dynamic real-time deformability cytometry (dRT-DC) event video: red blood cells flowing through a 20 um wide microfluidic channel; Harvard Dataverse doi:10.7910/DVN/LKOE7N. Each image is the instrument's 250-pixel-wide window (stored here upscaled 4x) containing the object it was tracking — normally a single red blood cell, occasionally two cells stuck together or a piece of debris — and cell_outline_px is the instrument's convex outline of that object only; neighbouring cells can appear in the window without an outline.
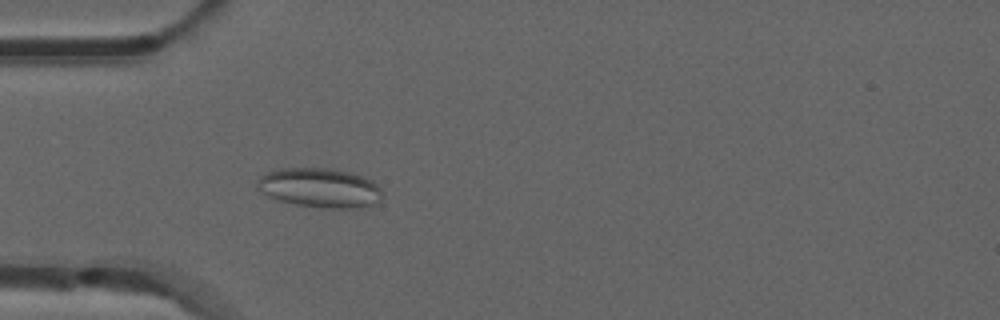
{"species": "common noctule bat (a hibernating species)", "species_latin": "Nyctalus noctula", "temperature_condition": "room temperature", "stored_images_in_passage": 53, "camera_frame_rate_fps": 3000, "um_per_image_px": 0.085, "animal": {"sex": "male", "forearm_length_mm": 52.5}, "frame": {"image": 1, "passage_image": 16, "time_ms": 5.0, "image_size_px": [1000, 320], "cell_outline_px": [[380, 200], [372, 204], [360, 208], [320, 208], [296, 204], [280, 200], [268, 196], [256, 188], [256, 180], [260, 176], [268, 172], [280, 168], [332, 168], [364, 176], [372, 180], [380, 188]], "centroid_in_image_um": [27.16, 15.96], "position_along_channel_um": 57.8, "area_um2": 28.78}}
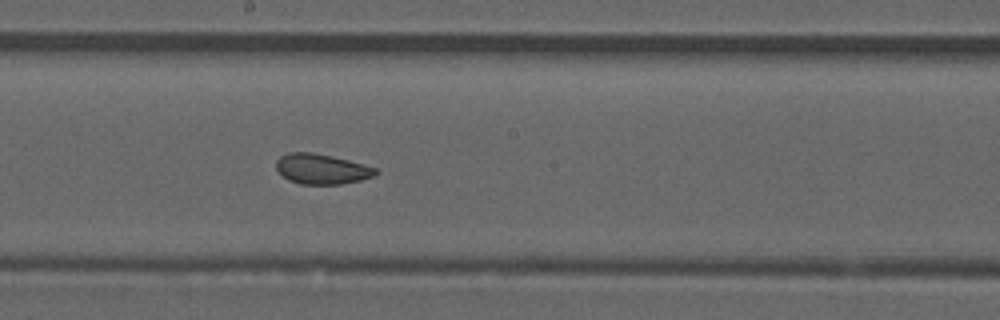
{"frame": {"image": 2, "passage_image": 29, "time_ms": 9.333, "image_size_px": [1000, 320], "cell_outline_px": [[380, 172], [376, 176], [360, 180], [340, 184], [300, 184], [288, 180], [276, 168], [276, 160], [280, 156], [288, 152], [312, 152], [332, 156], [364, 164], [376, 168]], "centroid_in_image_um": [27.36, 14.36], "position_along_channel_um": 220.8, "area_um2": 17.57}}
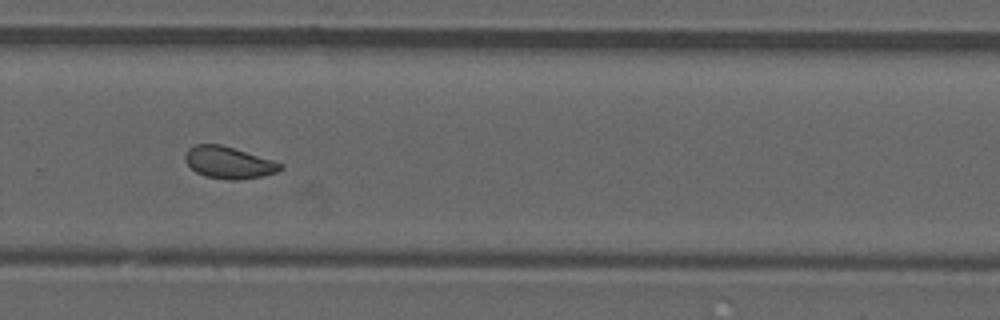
{"frame": {"image": 3, "passage_image": 36, "time_ms": 11.667, "image_size_px": [1000, 320], "cell_outline_px": [[284, 168], [276, 172], [260, 176], [240, 180], [232, 180], [204, 176], [196, 172], [184, 160], [184, 156], [188, 148], [196, 144], [220, 144], [272, 160], [284, 164]], "centroid_in_image_um": [19.42, 13.82], "position_along_channel_um": 310.4, "area_um2": 17.57}, "authors_computed_cell_mechanics": {"area_um2": 18.5538, "velocity_mm_per_s": 3.861, "shape_relaxation_time_tau1_ms": null, "shape_relaxation_time_tau2_ms": 1.441, "deformation_change_tau1": null, "deformation_change_tau2": 0.0682}}